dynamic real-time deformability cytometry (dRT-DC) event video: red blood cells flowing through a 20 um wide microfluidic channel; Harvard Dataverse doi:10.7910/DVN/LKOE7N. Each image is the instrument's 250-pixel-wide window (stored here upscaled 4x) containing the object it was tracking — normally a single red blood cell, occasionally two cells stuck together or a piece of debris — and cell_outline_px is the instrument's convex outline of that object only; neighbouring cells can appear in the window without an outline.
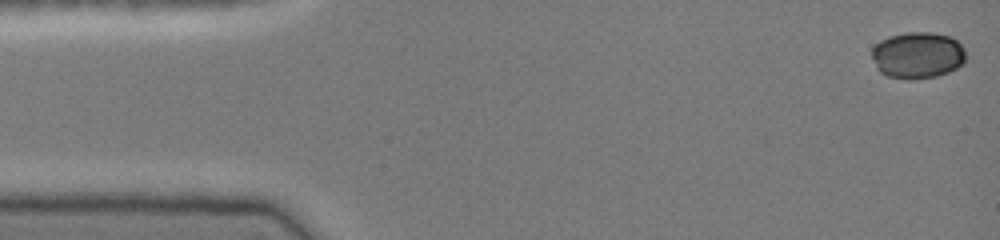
{"species": "common noctule bat (a hibernating species)", "species_latin": "Nyctalus noctula", "temperature_condition": "cold", "stored_images_in_passage": 41, "camera_frame_rate_fps": 3000, "um_per_image_px": 0.085, "animal": {"sex": "female", "body_mass_g": 19.0, "forearm_length_mm": 51.5}, "frame": {"image": 1, "passage_image": 1, "time_ms": 0.0, "image_size_px": [1000, 240], "cell_outline_px": [[964, 64], [948, 72], [936, 76], [912, 80], [888, 76], [880, 72], [876, 68], [872, 56], [872, 48], [880, 40], [888, 36], [908, 32], [932, 32], [952, 36], [964, 48]], "centroid_in_image_um": [77.99, 4.68], "position_along_channel_um": 7.0, "area_um2": 25.66}}
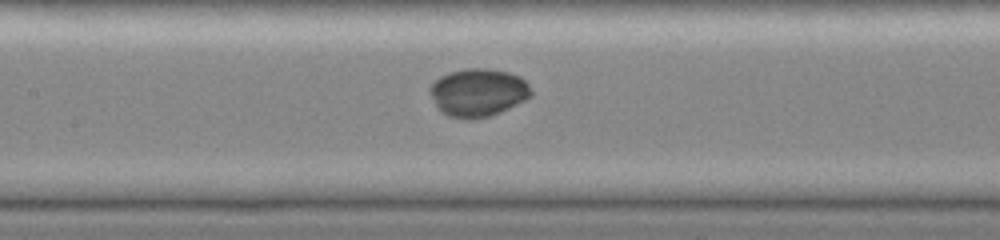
{"frame": {"image": 2, "passage_image": 21, "time_ms": 6.667, "image_size_px": [1000, 240], "cell_outline_px": [[532, 96], [500, 112], [488, 116], [468, 120], [464, 120], [448, 116], [440, 112], [436, 108], [428, 92], [428, 88], [440, 76], [448, 72], [468, 68], [488, 68], [508, 72], [520, 76], [528, 84], [532, 92]], "centroid_in_image_um": [40.59, 7.87], "position_along_channel_um": 166.8, "area_um2": 28.61}}
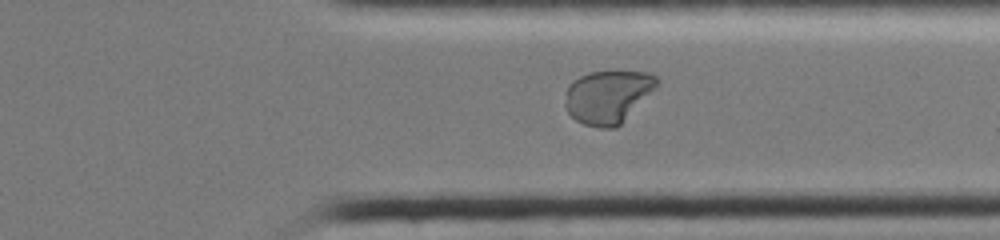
{"frame": {"image": 3, "passage_image": 35, "time_ms": 11.333, "image_size_px": [1000, 240], "cell_outline_px": [[660, 84], [616, 128], [600, 128], [584, 124], [576, 120], [568, 112], [564, 104], [568, 84], [572, 80], [580, 76], [592, 72], [648, 72], [656, 76], [660, 80]], "centroid_in_image_um": [51.67, 8.21], "position_along_channel_um": 359.7, "area_um2": 28.26}, "authors_computed_cell_mechanics": {"area_um2": 27.3972, "velocity_mm_per_s": 4.132, "shape_relaxation_time_tau1_ms": 2.0798, "shape_relaxation_time_tau2_ms": 4.0447, "deformation_change_tau1": 0.1014, "deformation_change_tau2": 0.0469}}